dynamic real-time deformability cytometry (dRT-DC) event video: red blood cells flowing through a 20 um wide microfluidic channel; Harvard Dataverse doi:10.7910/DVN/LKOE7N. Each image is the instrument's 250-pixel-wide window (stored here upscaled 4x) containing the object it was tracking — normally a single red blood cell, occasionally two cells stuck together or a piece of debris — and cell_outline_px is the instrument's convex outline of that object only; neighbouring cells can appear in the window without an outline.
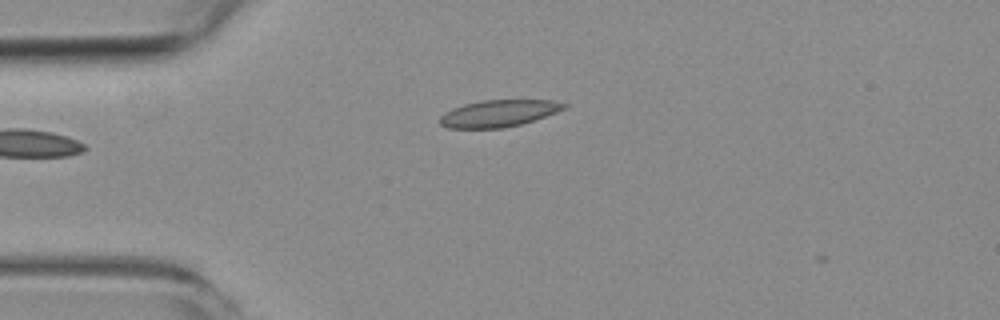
{"species": "common noctule bat (a hibernating species)", "species_latin": "Nyctalus noctula", "temperature_condition": "room temperature", "stored_images_in_passage": 5, "camera_frame_rate_fps": 3000, "um_per_image_px": 0.085, "animal": {"sex": "female", "body_mass_g": 19.3, "forearm_length_mm": 54.1}, "frame": {"image": 1, "passage_image": 1, "time_ms": 0.0, "image_size_px": [1000, 320], "cell_outline_px": [[568, 104], [564, 108], [556, 112], [520, 124], [504, 128], [448, 128], [440, 124], [440, 116], [444, 112], [452, 108], [464, 104], [484, 100], [552, 100]], "centroid_in_image_um": [42.34, 9.63], "position_along_channel_um": 42.7, "area_um2": 19.25}}
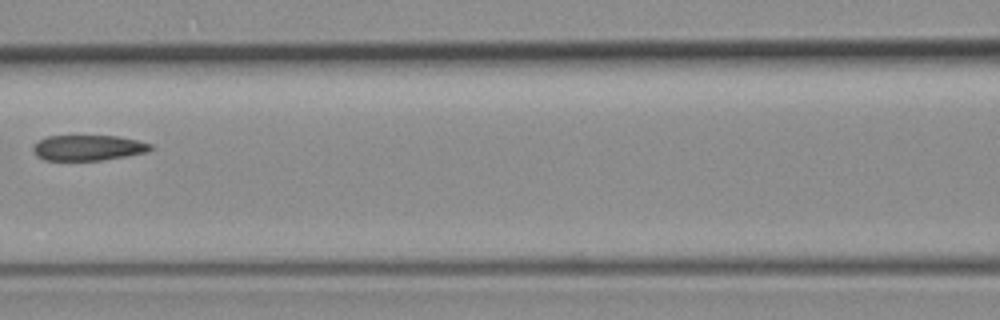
{"frame": {"image": 2, "passage_image": 4, "time_ms": 3.667, "image_size_px": [1000, 320], "cell_outline_px": [[152, 148], [148, 152], [100, 160], [44, 160], [36, 156], [32, 148], [40, 140], [48, 136], [116, 136], [136, 140], [152, 144]], "centroid_in_image_um": [7.48, 12.56], "position_along_channel_um": 159.1, "area_um2": 17.22}}
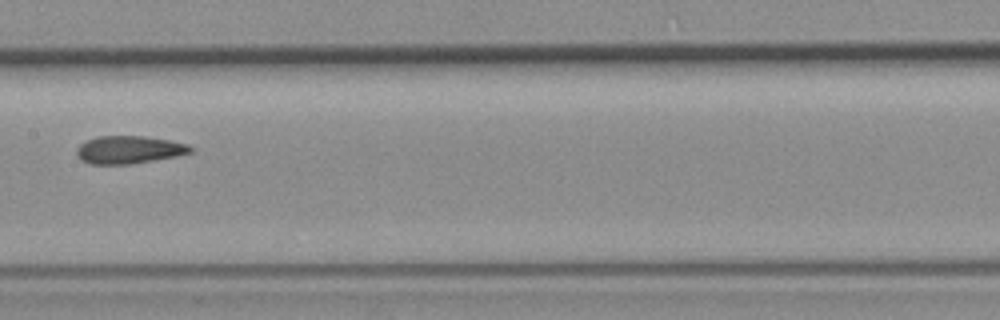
{"frame": {"image": 3, "passage_image": 5, "time_ms": 4.667, "image_size_px": [1000, 320], "cell_outline_px": [[196, 148], [192, 152], [176, 156], [128, 164], [88, 164], [80, 160], [76, 156], [76, 148], [80, 144], [96, 136], [144, 136], [172, 140], [188, 144]], "centroid_in_image_um": [10.96, 12.72], "position_along_channel_um": 196.4, "area_um2": 18.61}}